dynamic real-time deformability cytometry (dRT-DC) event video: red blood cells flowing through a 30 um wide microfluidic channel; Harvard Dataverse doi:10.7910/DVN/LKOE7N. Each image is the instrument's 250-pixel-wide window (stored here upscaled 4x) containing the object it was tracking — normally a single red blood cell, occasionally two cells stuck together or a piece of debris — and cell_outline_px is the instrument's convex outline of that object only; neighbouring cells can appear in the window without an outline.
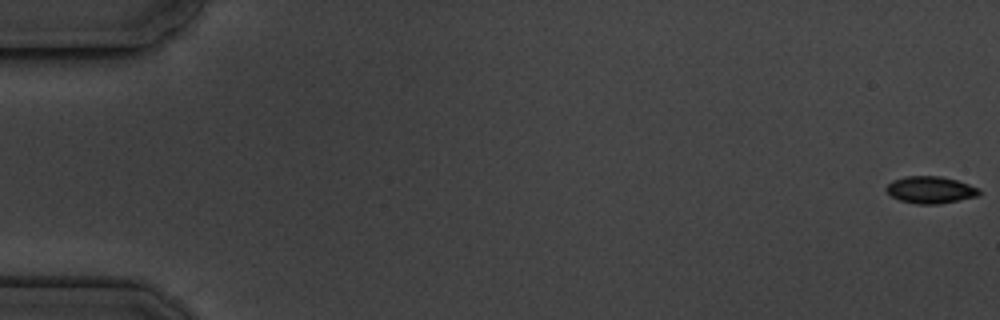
{"species": "common noctule bat (a hibernating species)", "species_latin": "Nyctalus noctula", "temperature_condition": "cold", "stored_images_in_passage": 5, "camera_frame_rate_fps": 3000, "um_per_image_px": 0.085, "animal": {"sex": "male", "body_mass_g": 19.5, "forearm_length_mm": 54.6}, "frame": {"image": 1, "passage_image": 1, "time_ms": 0.0, "image_size_px": [1000, 320], "cell_outline_px": [[984, 192], [976, 196], [936, 204], [916, 204], [900, 200], [892, 196], [884, 188], [892, 180], [904, 176], [940, 176], [956, 180], [980, 188]], "centroid_in_image_um": [79.08, 16.12], "position_along_channel_um": 5.9, "area_um2": 14.57}}
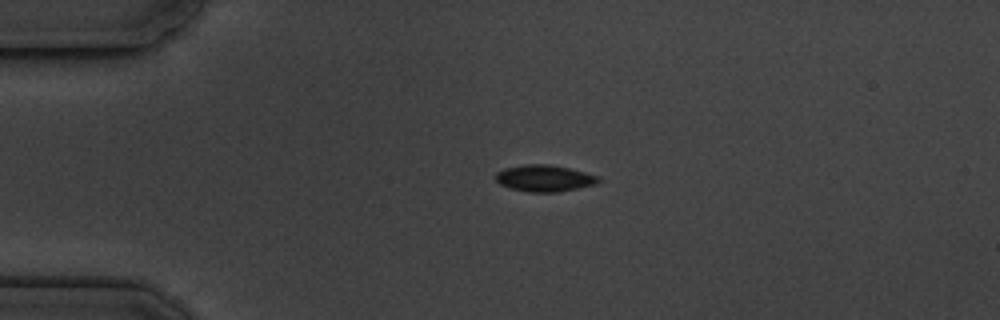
{"frame": {"image": 2, "passage_image": 4, "time_ms": 4.333, "image_size_px": [1000, 320], "cell_outline_px": [[604, 180], [596, 184], [560, 192], [528, 192], [508, 188], [500, 184], [496, 180], [496, 172], [504, 168], [524, 164], [548, 164], [568, 168], [600, 176]], "centroid_in_image_um": [46.29, 15.16], "position_along_channel_um": 38.7, "area_um2": 16.13}}